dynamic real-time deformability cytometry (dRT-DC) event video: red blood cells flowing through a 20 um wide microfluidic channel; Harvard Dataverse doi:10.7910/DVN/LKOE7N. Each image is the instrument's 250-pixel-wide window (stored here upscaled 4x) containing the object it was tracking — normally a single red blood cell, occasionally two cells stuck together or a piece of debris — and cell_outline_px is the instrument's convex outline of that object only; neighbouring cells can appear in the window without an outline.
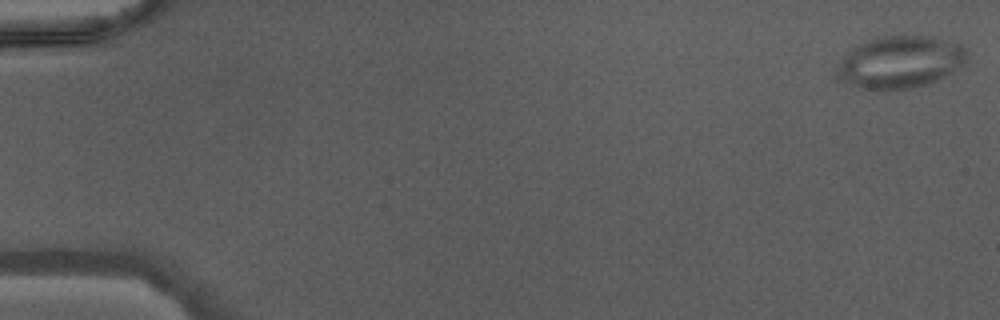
{"species": "Egyptian fruit bat (a non-hibernating species)", "species_latin": "Rousettus aegyptiacus", "temperature_condition": "warm", "stored_images_in_passage": 46, "segment_of_instrument_passage": [1, 2], "camera_frame_rate_fps": 3000, "um_per_image_px": 0.085, "animal": {"sex": "male"}, "frame": {"image": 1, "passage_image": 1, "time_ms": 0.0, "image_size_px": [1000, 320], "cell_outline_px": [[968, 60], [964, 64], [924, 84], [908, 88], [884, 92], [864, 88], [848, 80], [840, 64], [844, 56], [856, 44], [868, 40], [884, 36], [928, 36], [960, 44], [968, 52]], "centroid_in_image_um": [76.6, 5.24], "position_along_channel_um": 8.4, "area_um2": 38.03}}